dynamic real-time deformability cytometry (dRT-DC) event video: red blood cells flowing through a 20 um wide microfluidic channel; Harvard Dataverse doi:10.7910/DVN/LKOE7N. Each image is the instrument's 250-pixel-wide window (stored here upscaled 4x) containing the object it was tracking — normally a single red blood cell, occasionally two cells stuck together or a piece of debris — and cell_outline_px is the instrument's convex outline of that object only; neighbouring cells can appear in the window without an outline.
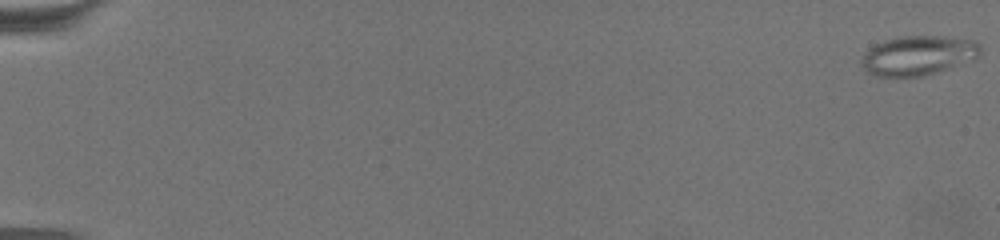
{"species": "common noctule bat (a hibernating species)", "species_latin": "Nyctalus noctula", "temperature_condition": "warm", "stored_images_in_passage": 69, "camera_frame_rate_fps": 3000, "um_per_image_px": 0.085, "animal": {"sex": "female", "body_mass_g": 19.5, "forearm_length_mm": 54.1}, "frame": {"image": 1, "passage_image": 1, "time_ms": 0.0, "image_size_px": [1000, 240], "cell_outline_px": [[980, 56], [976, 60], [924, 76], [876, 76], [868, 72], [860, 64], [860, 60], [864, 52], [868, 48], [884, 40], [896, 36], [944, 36], [976, 40], [980, 44]], "centroid_in_image_um": [78.07, 4.7], "position_along_channel_um": 6.9, "area_um2": 27.86}}
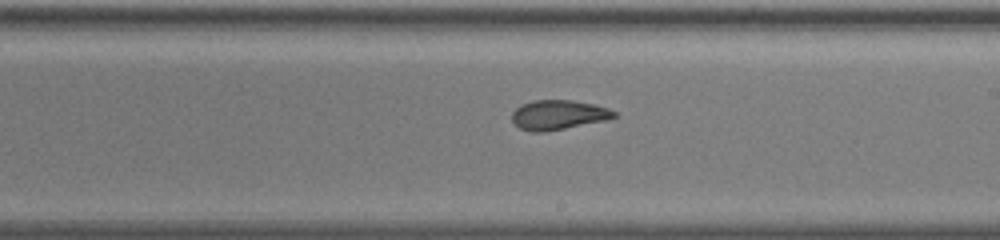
{"frame": {"image": 2, "passage_image": 43, "time_ms": 14.0, "image_size_px": [1000, 240], "cell_outline_px": [[616, 116], [604, 120], [544, 132], [532, 132], [520, 128], [512, 120], [512, 112], [520, 104], [532, 100], [572, 100], [592, 104], [608, 108], [616, 112]], "centroid_in_image_um": [47.41, 9.75], "position_along_channel_um": 241.6, "area_um2": 17.4}}
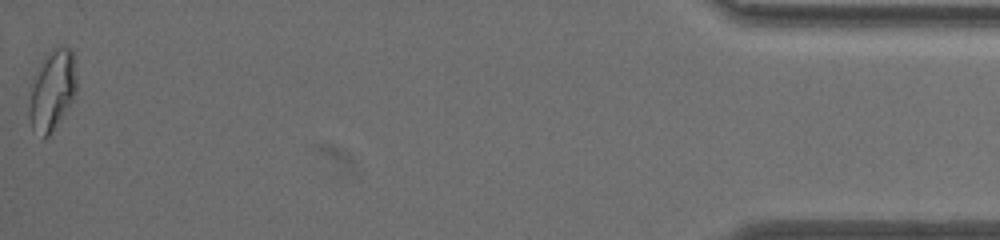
{"frame": {"image": 3, "passage_image": 69, "time_ms": 22.667, "image_size_px": [1000, 240], "cell_outline_px": [[76, 92], [72, 100], [48, 136], [44, 140], [32, 128], [28, 116], [28, 108], [32, 76], [44, 56], [52, 48], [72, 48], [76, 76]], "centroid_in_image_um": [4.39, 7.66], "position_along_channel_um": 430.8, "area_um2": 22.25}, "authors_computed_cell_mechanics": {"area_um2": 19.8254, "velocity_mm_per_s": 3.1593, "shape_relaxation_time_tau1_ms": null, "shape_relaxation_time_tau2_ms": 1.878, "deformation_change_tau1": null, "deformation_change_tau2": 0.0761}}